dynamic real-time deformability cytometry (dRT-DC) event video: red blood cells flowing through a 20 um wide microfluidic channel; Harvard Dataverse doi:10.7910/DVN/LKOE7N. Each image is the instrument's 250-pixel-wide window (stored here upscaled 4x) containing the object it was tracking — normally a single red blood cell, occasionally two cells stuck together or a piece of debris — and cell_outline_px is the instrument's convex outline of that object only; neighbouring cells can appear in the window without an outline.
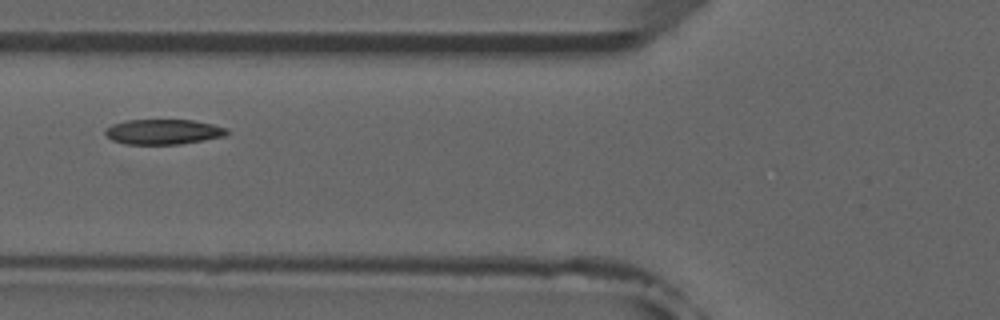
{"species": "common noctule bat (a hibernating species)", "species_latin": "Nyctalus noctula", "temperature_condition": "room temperature", "stored_images_in_passage": 7, "camera_frame_rate_fps": 3000, "um_per_image_px": 0.085, "animal": {"sex": "male", "forearm_length_mm": 52.5}, "frame": {"image": 1, "passage_image": 5, "time_ms": 4.667, "image_size_px": [1000, 320], "cell_outline_px": [[228, 132], [224, 136], [180, 144], [124, 144], [112, 140], [104, 132], [104, 128], [112, 124], [128, 120], [192, 120], [212, 124], [228, 128]], "centroid_in_image_um": [13.85, 11.2], "position_along_channel_um": 112.0, "area_um2": 17.74}}
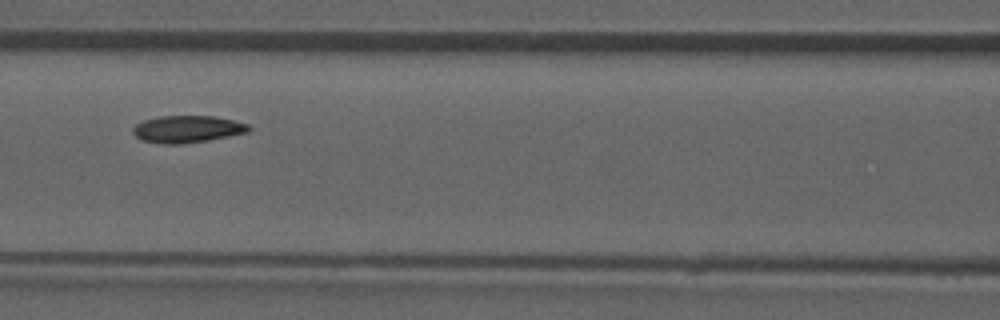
{"frame": {"image": 2, "passage_image": 6, "time_ms": 5.667, "image_size_px": [1000, 320], "cell_outline_px": [[252, 128], [248, 132], [208, 140], [180, 144], [164, 144], [140, 140], [132, 132], [132, 128], [136, 124], [144, 120], [156, 116], [216, 116], [248, 124]], "centroid_in_image_um": [15.89, 10.97], "position_along_channel_um": 150.7, "area_um2": 18.32}}